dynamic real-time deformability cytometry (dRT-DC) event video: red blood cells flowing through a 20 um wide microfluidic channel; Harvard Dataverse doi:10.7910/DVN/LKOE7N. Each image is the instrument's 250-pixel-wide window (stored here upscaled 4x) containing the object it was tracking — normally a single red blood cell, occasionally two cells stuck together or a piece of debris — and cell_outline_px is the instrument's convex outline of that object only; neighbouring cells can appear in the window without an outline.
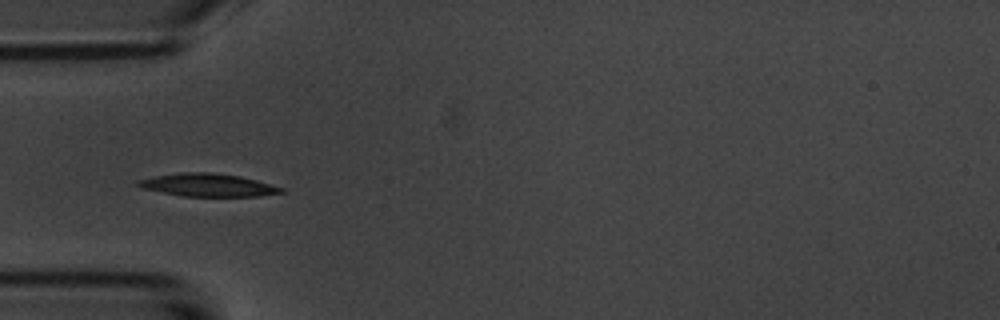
{"species": "common noctule bat (a hibernating species)", "species_latin": "Nyctalus noctula", "temperature_condition": "room temperature", "stored_images_in_passage": 7, "camera_frame_rate_fps": 3000, "um_per_image_px": 0.085, "animal": {"sex": "male", "body_mass_g": 20.1, "forearm_length_mm": 53.5}, "frame": {"image": 1, "passage_image": 5, "time_ms": 4.667, "image_size_px": [1000, 320], "cell_outline_px": [[284, 192], [260, 196], [180, 196], [144, 188], [136, 184], [136, 180], [156, 176], [180, 172], [208, 172], [240, 176], [256, 180], [284, 188]], "centroid_in_image_um": [17.67, 15.73], "position_along_channel_um": 67.3, "area_um2": 18.9}}
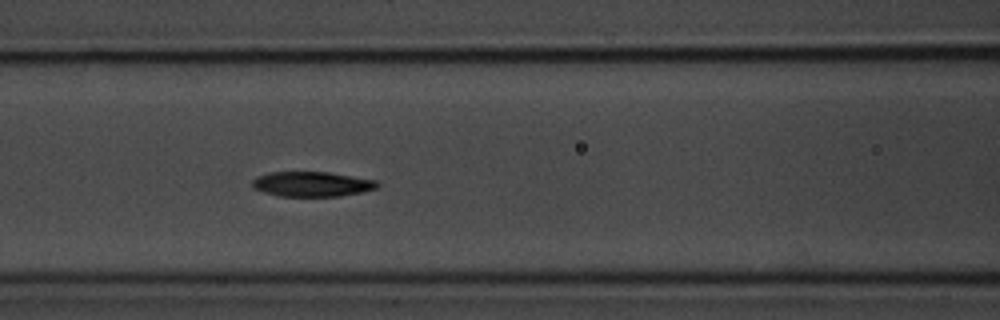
{"frame": {"image": 2, "passage_image": 7, "time_ms": 6.667, "image_size_px": [1000, 320], "cell_outline_px": [[380, 184], [376, 188], [360, 192], [340, 196], [280, 196], [264, 192], [252, 188], [252, 180], [256, 176], [268, 172], [328, 172], [376, 180]], "centroid_in_image_um": [26.47, 15.64], "position_along_channel_um": 140.1, "area_um2": 18.15}}